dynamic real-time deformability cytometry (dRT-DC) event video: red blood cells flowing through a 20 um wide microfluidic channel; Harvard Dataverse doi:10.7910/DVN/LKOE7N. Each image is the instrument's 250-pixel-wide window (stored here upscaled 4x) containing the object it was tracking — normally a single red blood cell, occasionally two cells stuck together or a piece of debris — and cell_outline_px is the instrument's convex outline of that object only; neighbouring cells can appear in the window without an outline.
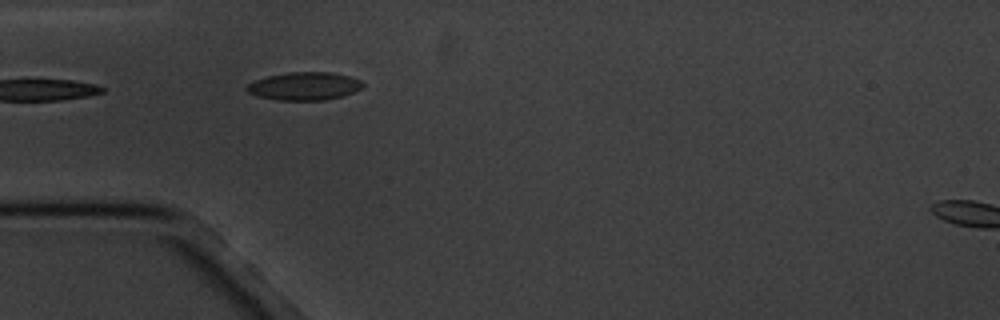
{"species": "common noctule bat (a hibernating species)", "species_latin": "Nyctalus noctula", "temperature_condition": "cold", "stored_images_in_passage": 6, "segment_of_instrument_passage": [1, 2], "camera_frame_rate_fps": 3000, "um_per_image_px": 0.085, "animal": {"sex": "male", "body_mass_g": 20.1, "forearm_length_mm": 53.5}, "frame": {"image": 1, "passage_image": 5, "time_ms": 4.667, "image_size_px": [1000, 320], "cell_outline_px": [[364, 84], [360, 88], [344, 96], [324, 100], [276, 100], [256, 96], [248, 92], [244, 88], [248, 84], [256, 80], [268, 76], [288, 72], [332, 72], [348, 76], [360, 80]], "centroid_in_image_um": [25.84, 7.32], "position_along_channel_um": 59.2, "area_um2": 18.9}}